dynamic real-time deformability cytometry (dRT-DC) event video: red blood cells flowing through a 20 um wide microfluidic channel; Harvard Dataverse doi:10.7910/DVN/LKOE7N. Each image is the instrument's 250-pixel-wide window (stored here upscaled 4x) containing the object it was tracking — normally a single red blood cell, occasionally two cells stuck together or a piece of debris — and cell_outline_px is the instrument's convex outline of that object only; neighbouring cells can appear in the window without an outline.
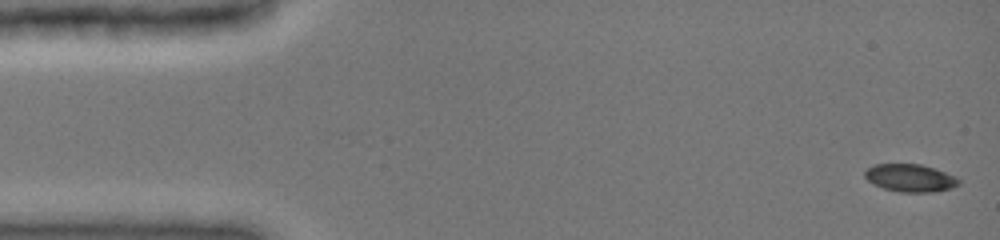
{"species": "common noctule bat (a hibernating species)", "species_latin": "Nyctalus noctula", "temperature_condition": "cold", "stored_images_in_passage": 11, "camera_frame_rate_fps": 3000, "um_per_image_px": 0.085, "animal": {"sex": "female", "body_mass_g": 19.0, "forearm_length_mm": 51.5}, "frame": {"image": 1, "passage_image": 1, "time_ms": 0.0, "image_size_px": [1000, 240], "cell_outline_px": [[960, 184], [952, 188], [932, 192], [900, 192], [884, 188], [868, 180], [864, 176], [864, 172], [868, 168], [876, 164], [920, 164], [936, 168], [956, 176], [960, 180]], "centroid_in_image_um": [77.42, 15.12], "position_along_channel_um": 7.6, "area_um2": 15.14}}